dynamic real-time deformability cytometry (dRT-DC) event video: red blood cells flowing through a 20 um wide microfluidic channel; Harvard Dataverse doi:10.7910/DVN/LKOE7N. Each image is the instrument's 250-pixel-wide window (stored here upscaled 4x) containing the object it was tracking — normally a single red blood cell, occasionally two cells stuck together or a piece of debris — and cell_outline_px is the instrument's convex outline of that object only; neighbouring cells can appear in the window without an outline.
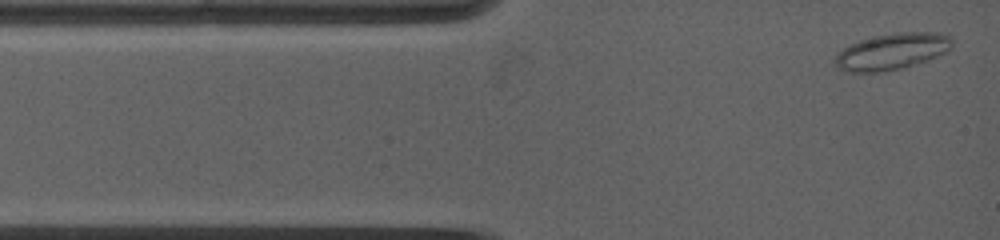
{"species": "common noctule bat (a hibernating species)", "species_latin": "Nyctalus noctula", "temperature_condition": "warm", "stored_images_in_passage": 18, "camera_frame_rate_fps": 5000, "um_per_image_px": 0.085, "animal": {"sex": "female", "body_mass_g": 19.0, "forearm_length_mm": 53.3}, "frame": {"image": 1, "passage_image": 1, "time_ms": 0.0, "image_size_px": [1000, 240], "cell_outline_px": [[952, 48], [928, 60], [900, 68], [880, 72], [848, 72], [840, 68], [832, 60], [836, 52], [860, 40], [876, 36], [896, 32], [940, 32], [952, 36]], "centroid_in_image_um": [75.82, 4.36], "position_along_channel_um": 9.2, "area_um2": 24.8}}
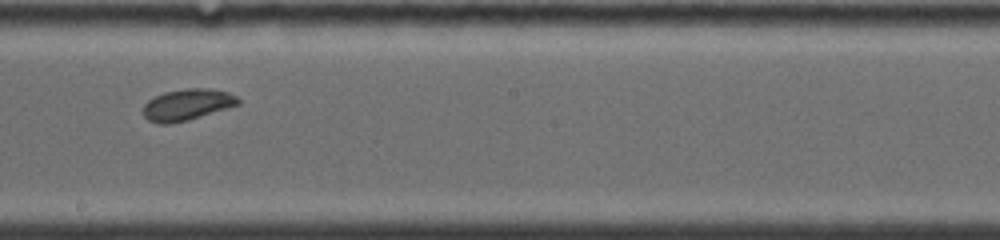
{"frame": {"image": 2, "passage_image": 8, "time_ms": 6.8, "image_size_px": [1000, 240], "cell_outline_px": [[240, 104], [188, 120], [168, 124], [160, 124], [148, 120], [144, 116], [144, 104], [148, 100], [164, 92], [184, 88], [212, 88], [228, 92], [236, 96], [240, 100]], "centroid_in_image_um": [15.92, 8.88], "position_along_channel_um": 232.3, "area_um2": 17.34}}
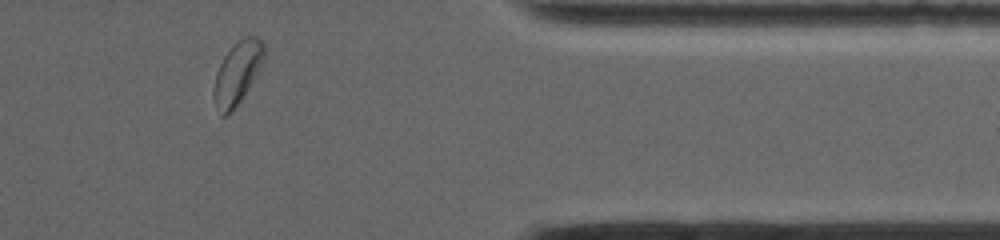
{"frame": {"image": 3, "passage_image": 16, "time_ms": 11.4, "image_size_px": [1000, 240], "cell_outline_px": [[264, 56], [252, 80], [240, 100], [228, 116], [220, 116], [212, 96], [212, 92], [216, 76], [220, 64], [224, 56], [236, 40], [244, 36], [256, 36], [264, 44]], "centroid_in_image_um": [20.13, 6.19], "position_along_channel_um": 391.3, "area_um2": 17.92}, "authors_computed_cell_mechanics": {"area_um2": 17.629, "velocity_mm_per_s": 3.9161, "shape_relaxation_time_tau1_ms": 4.2206, "shape_relaxation_time_tau2_ms": 2.0552, "deformation_change_tau1": 0.0883, "deformation_change_tau2": 0.0254}}